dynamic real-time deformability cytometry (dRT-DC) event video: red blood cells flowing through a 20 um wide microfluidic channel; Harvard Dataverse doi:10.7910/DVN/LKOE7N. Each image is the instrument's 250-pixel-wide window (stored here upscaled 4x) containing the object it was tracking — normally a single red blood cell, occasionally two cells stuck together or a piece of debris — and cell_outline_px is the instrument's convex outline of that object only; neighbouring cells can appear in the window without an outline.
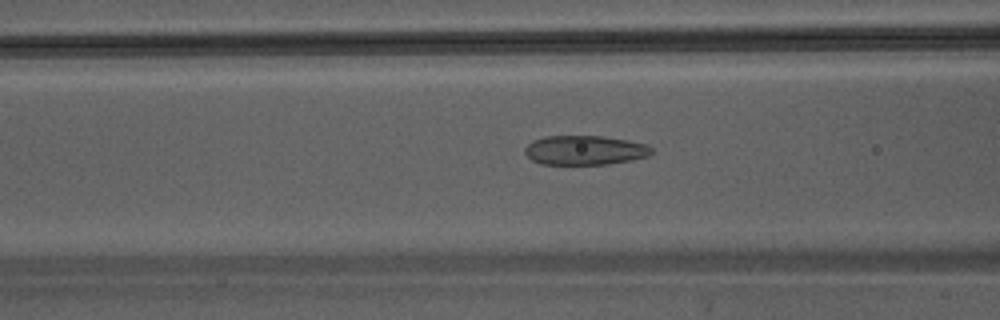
{"species": "Egyptian fruit bat (a non-hibernating species)", "species_latin": "Rousettus aegyptiacus", "temperature_condition": "warm", "stored_images_in_passage": 31, "camera_frame_rate_fps": 3000, "um_per_image_px": 0.085, "animal": {"sex": "male"}, "frame": {"image": 1, "passage_image": 13, "time_ms": 4.0, "image_size_px": [1000, 320], "cell_outline_px": [[652, 152], [648, 156], [632, 160], [608, 164], [540, 164], [532, 160], [524, 152], [524, 148], [532, 140], [544, 136], [604, 136], [628, 140], [648, 144], [652, 148]], "centroid_in_image_um": [49.71, 12.76], "position_along_channel_um": 116.9, "area_um2": 21.85}}
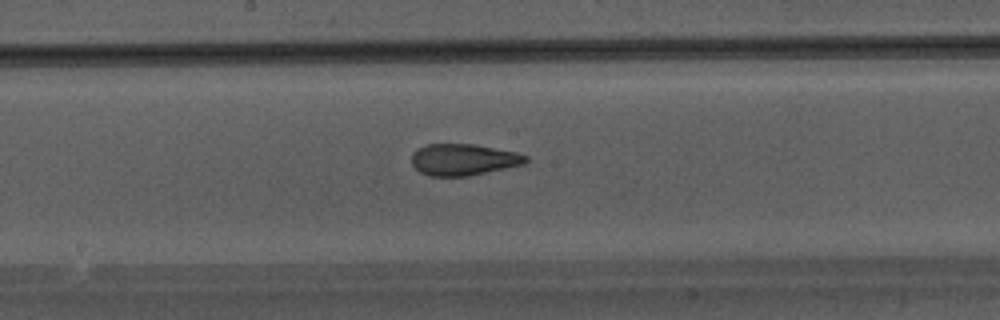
{"frame": {"image": 2, "passage_image": 19, "time_ms": 6.0, "image_size_px": [1000, 320], "cell_outline_px": [[528, 160], [524, 164], [468, 176], [428, 176], [420, 172], [412, 164], [412, 152], [416, 148], [428, 144], [476, 144], [516, 152], [528, 156]], "centroid_in_image_um": [39.37, 13.56], "position_along_channel_um": 208.8, "area_um2": 21.04}}
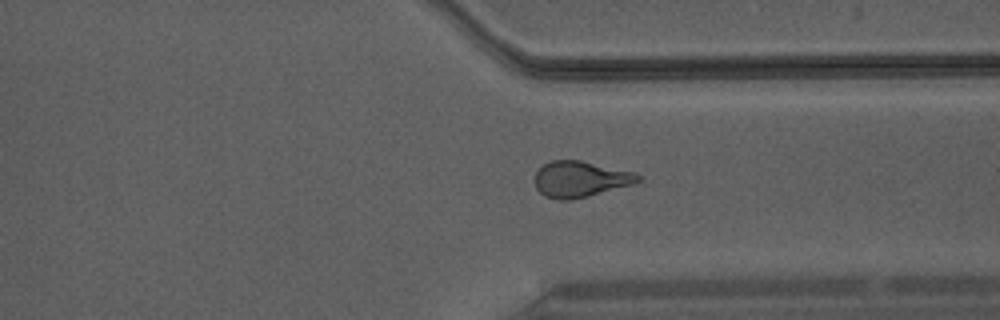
{"frame": {"image": 3, "passage_image": 29, "time_ms": 9.333, "image_size_px": [1000, 320], "cell_outline_px": [[640, 180], [632, 184], [588, 196], [572, 200], [556, 200], [544, 196], [536, 188], [536, 172], [544, 164], [552, 160], [580, 160], [636, 172], [640, 176]], "centroid_in_image_um": [49.32, 15.23], "position_along_channel_um": 362.1, "area_um2": 21.56}}